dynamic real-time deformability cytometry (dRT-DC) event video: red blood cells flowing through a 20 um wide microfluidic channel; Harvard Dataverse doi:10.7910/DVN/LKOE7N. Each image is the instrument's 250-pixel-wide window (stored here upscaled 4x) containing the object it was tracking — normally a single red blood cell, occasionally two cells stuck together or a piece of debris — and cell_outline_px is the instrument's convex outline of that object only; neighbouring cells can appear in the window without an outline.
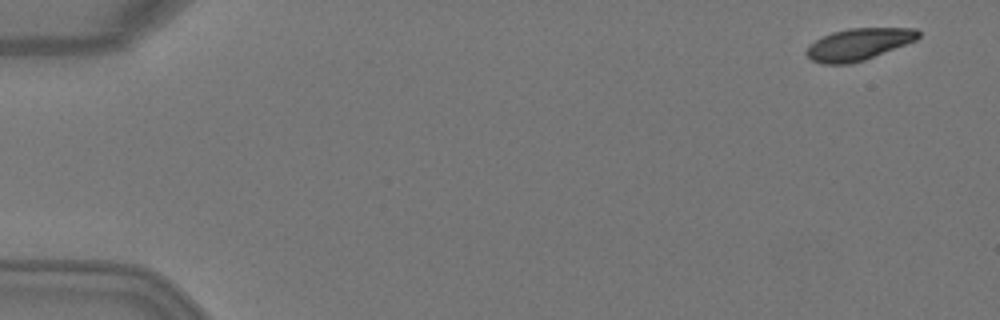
{"species": "Egyptian fruit bat (a non-hibernating species)", "species_latin": "Rousettus aegyptiacus", "temperature_condition": "warm", "stored_images_in_passage": 6, "camera_frame_rate_fps": 3000, "um_per_image_px": 0.085, "animal": {"sex": "female"}, "frame": {"image": 1, "passage_image": 1, "time_ms": 0.0, "image_size_px": [1000, 320], "cell_outline_px": [[920, 36], [916, 40], [864, 60], [848, 64], [824, 64], [812, 60], [804, 52], [816, 40], [832, 32], [848, 28], [916, 28], [920, 32]], "centroid_in_image_um": [72.99, 3.76], "position_along_channel_um": 12.0, "area_um2": 20.52}}
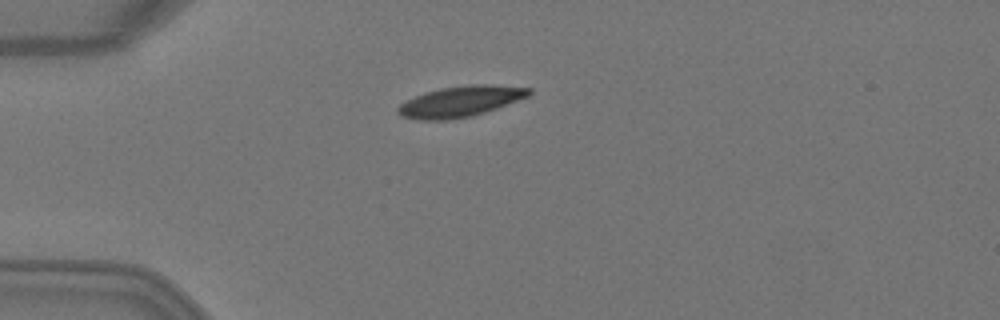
{"frame": {"image": 2, "passage_image": 4, "time_ms": 1.0, "image_size_px": [1000, 320], "cell_outline_px": [[532, 92], [528, 96], [496, 108], [472, 116], [448, 120], [420, 120], [404, 116], [396, 112], [396, 108], [400, 104], [424, 92], [440, 88], [472, 84], [488, 84], [532, 88]], "centroid_in_image_um": [39.13, 8.62], "position_along_channel_um": 45.9, "area_um2": 23.29}}